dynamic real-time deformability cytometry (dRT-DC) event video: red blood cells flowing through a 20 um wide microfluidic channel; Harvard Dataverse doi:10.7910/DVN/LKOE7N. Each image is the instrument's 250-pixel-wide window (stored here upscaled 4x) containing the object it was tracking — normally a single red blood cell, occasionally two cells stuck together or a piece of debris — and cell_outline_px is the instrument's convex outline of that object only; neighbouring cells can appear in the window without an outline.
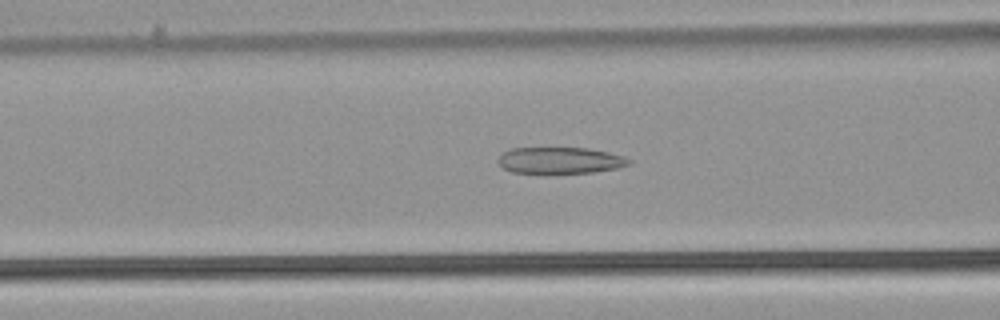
{"species": "common noctule bat (a hibernating species)", "species_latin": "Nyctalus noctula", "temperature_condition": "warm", "stored_images_in_passage": 51, "camera_frame_rate_fps": 3000, "um_per_image_px": 0.085, "animal": {"sex": "male", "body_mass_g": 21.5, "forearm_length_mm": 52.0}, "frame": {"image": 1, "passage_image": 20, "time_ms": 6.333, "image_size_px": [1000, 320], "cell_outline_px": [[632, 164], [616, 168], [592, 172], [512, 172], [504, 168], [496, 160], [504, 152], [512, 148], [588, 148], [608, 152], [624, 156], [632, 160]], "centroid_in_image_um": [47.64, 13.61], "position_along_channel_um": 119.0, "area_um2": 19.83}}
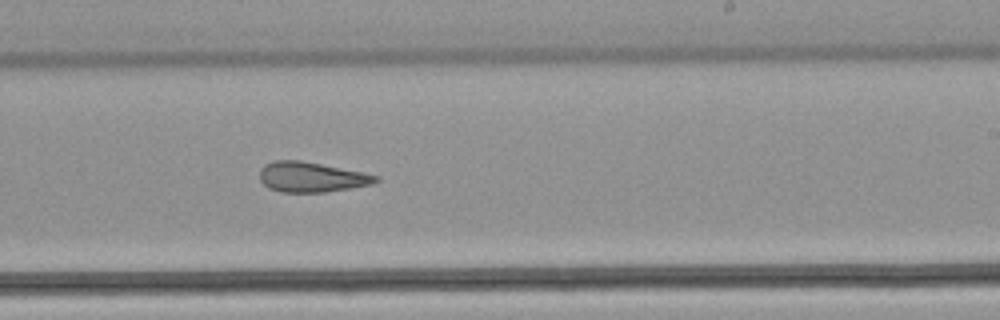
{"frame": {"image": 2, "passage_image": 31, "time_ms": 10.0, "image_size_px": [1000, 320], "cell_outline_px": [[380, 180], [372, 184], [324, 192], [280, 192], [268, 188], [260, 180], [260, 168], [264, 164], [272, 160], [300, 160], [380, 176]], "centroid_in_image_um": [26.42, 15.05], "position_along_channel_um": 262.6, "area_um2": 20.23}}
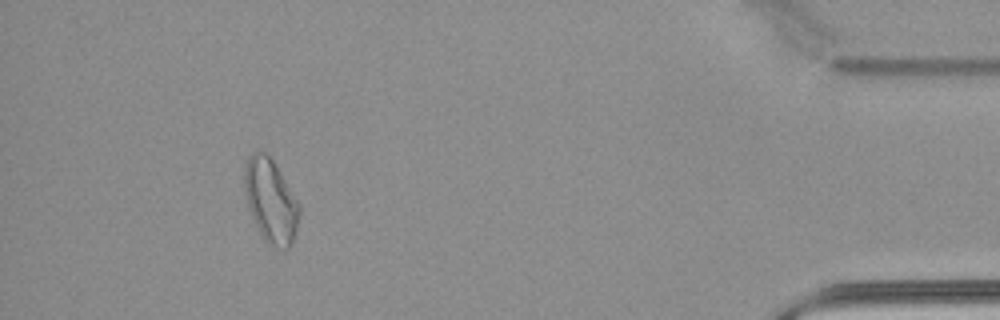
{"frame": {"image": 3, "passage_image": 47, "time_ms": 15.333, "image_size_px": [1000, 320], "cell_outline_px": [[300, 212], [296, 232], [292, 244], [288, 248], [284, 248], [272, 244], [264, 240], [248, 208], [244, 188], [244, 168], [248, 156], [252, 152], [264, 152], [272, 160], [300, 204]], "centroid_in_image_um": [23.01, 17.06], "position_along_channel_um": 412.2, "area_um2": 26.36}, "authors_computed_cell_mechanics": {"area_um2": 24.0448, "velocity_mm_per_s": 3.9223, "shape_relaxation_time_tau1_ms": null, "shape_relaxation_time_tau2_ms": 3.0574, "deformation_change_tau1": null, "deformation_change_tau2": 0.1229}}